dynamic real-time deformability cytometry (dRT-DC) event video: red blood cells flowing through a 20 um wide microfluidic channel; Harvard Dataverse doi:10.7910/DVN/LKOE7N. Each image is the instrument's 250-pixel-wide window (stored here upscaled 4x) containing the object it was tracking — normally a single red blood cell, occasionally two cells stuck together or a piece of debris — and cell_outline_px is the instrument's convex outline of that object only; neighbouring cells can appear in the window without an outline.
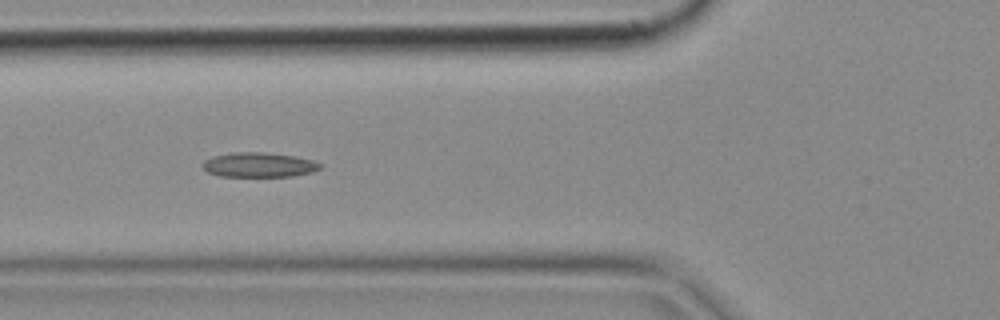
{"species": "common noctule bat (a hibernating species)", "species_latin": "Nyctalus noctula", "temperature_condition": "cold", "stored_images_in_passage": 6, "camera_frame_rate_fps": 3000, "um_per_image_px": 0.085, "animal": {"sex": "female", "body_mass_g": 18.4}, "frame": {"image": 1, "passage_image": 4, "time_ms": 1.0, "image_size_px": [1000, 320], "cell_outline_px": [[320, 168], [312, 172], [292, 176], [220, 176], [208, 172], [200, 164], [204, 160], [212, 156], [232, 152], [264, 152], [292, 156], [312, 160], [320, 164]], "centroid_in_image_um": [21.95, 14.0], "position_along_channel_um": 103.9, "area_um2": 16.76}}
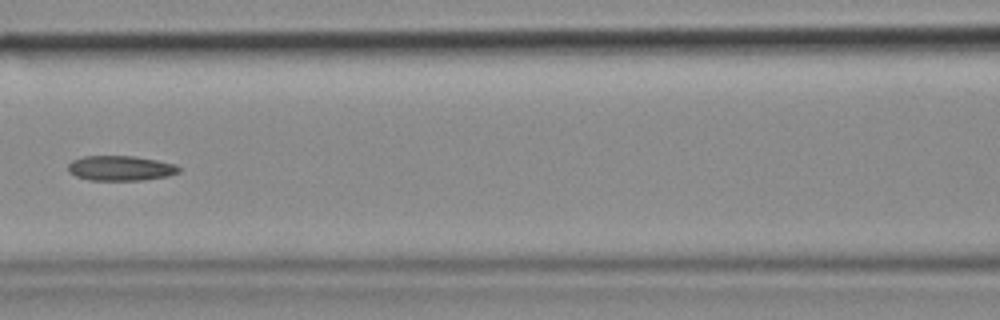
{"frame": {"image": 2, "passage_image": 5, "time_ms": 1.333, "image_size_px": [1000, 320], "cell_outline_px": [[180, 172], [168, 176], [144, 180], [88, 180], [76, 176], [68, 172], [68, 164], [72, 160], [84, 156], [136, 156], [176, 164], [180, 168]], "centroid_in_image_um": [10.25, 14.3], "position_along_channel_um": 156.4, "area_um2": 16.24}}